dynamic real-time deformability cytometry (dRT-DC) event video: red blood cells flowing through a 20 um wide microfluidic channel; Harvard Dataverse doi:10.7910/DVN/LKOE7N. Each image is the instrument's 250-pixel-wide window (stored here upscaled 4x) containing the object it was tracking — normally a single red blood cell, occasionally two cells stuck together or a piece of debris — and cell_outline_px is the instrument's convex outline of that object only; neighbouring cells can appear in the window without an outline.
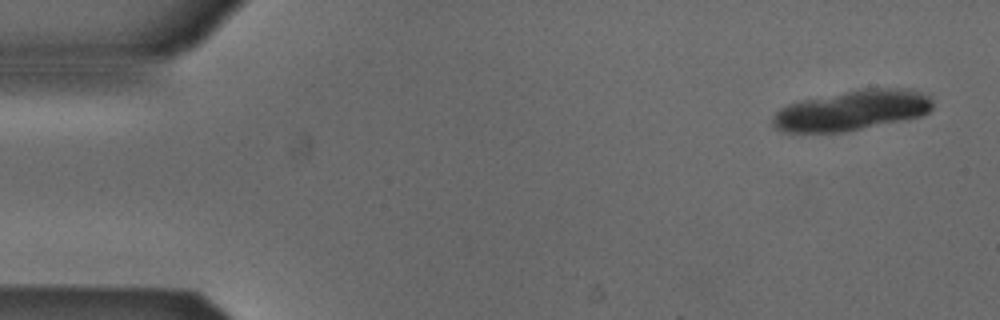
{"species": "Egyptian fruit bat (a non-hibernating species)", "species_latin": "Rousettus aegyptiacus", "temperature_condition": "cold", "stored_images_in_passage": 16, "camera_frame_rate_fps": 3000, "um_per_image_px": 0.085, "animal": {"sex": "male"}, "frame": {"image": 1, "passage_image": 1, "time_ms": 0.0, "image_size_px": [1000, 320], "cell_outline_px": [[932, 108], [928, 112], [920, 116], [904, 120], [844, 132], [784, 132], [776, 128], [772, 124], [772, 116], [780, 108], [788, 104], [804, 100], [864, 88], [908, 88], [928, 96], [932, 100]], "centroid_in_image_um": [72.41, 9.39], "position_along_channel_um": 12.6, "area_um2": 37.17}}